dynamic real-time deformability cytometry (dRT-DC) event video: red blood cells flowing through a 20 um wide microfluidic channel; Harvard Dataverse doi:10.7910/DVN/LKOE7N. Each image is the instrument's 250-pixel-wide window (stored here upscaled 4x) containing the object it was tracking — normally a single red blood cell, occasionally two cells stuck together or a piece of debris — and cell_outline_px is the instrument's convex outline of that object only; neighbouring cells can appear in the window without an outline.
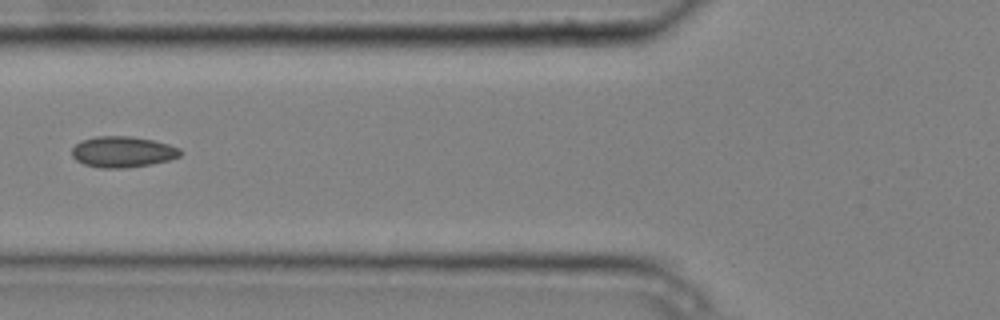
{"species": "common noctule bat (a hibernating species)", "species_latin": "Nyctalus noctula", "temperature_condition": "cold", "stored_images_in_passage": 6, "camera_frame_rate_fps": 3000, "um_per_image_px": 0.085, "animal": {"sex": "male", "body_mass_g": 20.4}, "frame": {"image": 1, "passage_image": 6, "time_ms": 1.667, "image_size_px": [1000, 320], "cell_outline_px": [[184, 152], [180, 156], [168, 160], [152, 164], [124, 168], [100, 168], [84, 164], [76, 160], [72, 156], [72, 148], [80, 140], [96, 136], [132, 136], [152, 140], [168, 144], [180, 148]], "centroid_in_image_um": [10.43, 12.9], "position_along_channel_um": 115.4, "area_um2": 19.71}}